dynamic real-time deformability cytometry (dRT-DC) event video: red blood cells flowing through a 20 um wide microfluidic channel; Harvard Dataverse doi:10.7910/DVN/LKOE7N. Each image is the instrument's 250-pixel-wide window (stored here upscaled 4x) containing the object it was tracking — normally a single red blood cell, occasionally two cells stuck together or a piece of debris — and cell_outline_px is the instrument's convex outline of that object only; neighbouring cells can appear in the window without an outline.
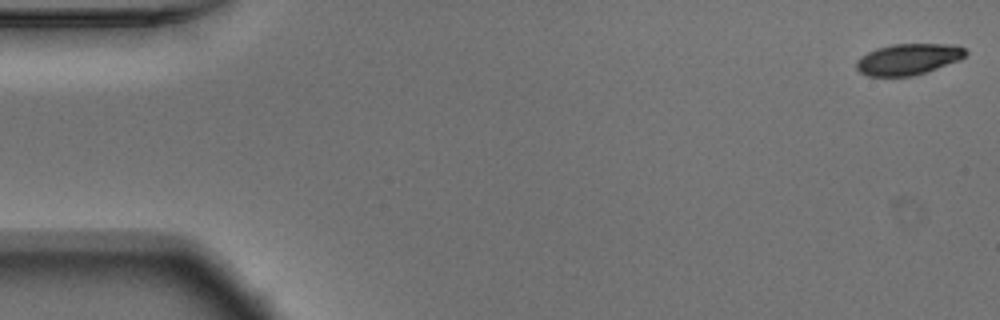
{"species": "Egyptian fruit bat (a non-hibernating species)", "species_latin": "Rousettus aegyptiacus", "temperature_condition": "warm", "stored_images_in_passage": 10, "camera_frame_rate_fps": 3000, "um_per_image_px": 0.085, "animal": {"sex": "male"}, "frame": {"image": 1, "passage_image": 1, "time_ms": 0.0, "image_size_px": [1000, 320], "cell_outline_px": [[968, 52], [960, 60], [912, 76], [868, 76], [860, 72], [856, 68], [856, 60], [868, 52], [876, 48], [892, 44], [948, 44], [964, 48]], "centroid_in_image_um": [77.17, 5.03], "position_along_channel_um": 7.8, "area_um2": 19.65}}